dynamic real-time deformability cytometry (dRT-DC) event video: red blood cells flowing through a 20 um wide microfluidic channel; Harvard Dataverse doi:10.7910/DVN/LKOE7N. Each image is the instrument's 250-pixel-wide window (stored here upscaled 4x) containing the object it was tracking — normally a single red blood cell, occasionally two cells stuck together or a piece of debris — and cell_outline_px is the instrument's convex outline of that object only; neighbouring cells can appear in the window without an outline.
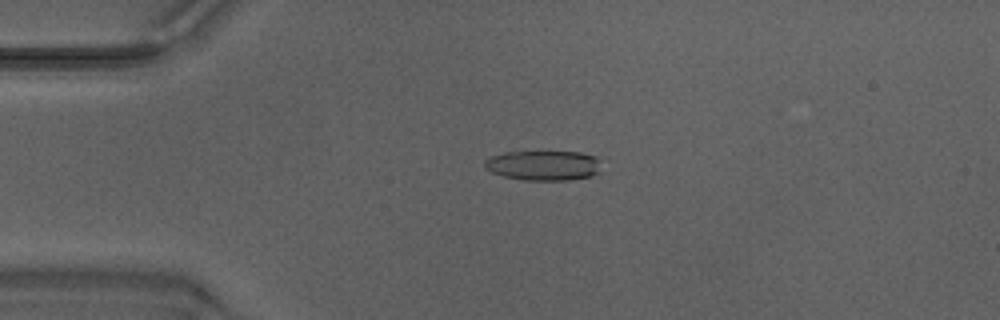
{"species": "Egyptian fruit bat (a non-hibernating species)", "species_latin": "Rousettus aegyptiacus", "temperature_condition": "warm", "stored_images_in_passage": 48, "camera_frame_rate_fps": 3000, "um_per_image_px": 0.085, "animal": {"sex": "male"}, "frame": {"image": 1, "passage_image": 11, "time_ms": 3.333, "image_size_px": [1000, 320], "cell_outline_px": [[600, 172], [592, 176], [568, 180], [524, 180], [504, 176], [492, 172], [484, 164], [484, 160], [492, 156], [504, 152], [580, 152], [596, 156]], "centroid_in_image_um": [46.21, 14.06], "position_along_channel_um": 38.8, "area_um2": 20.17}}
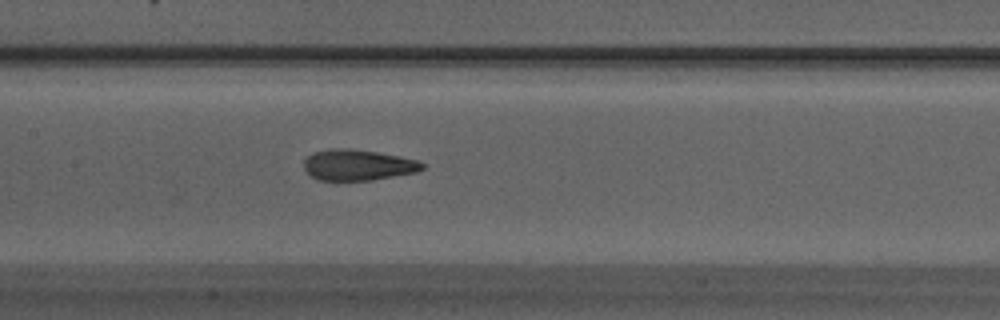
{"frame": {"image": 2, "passage_image": 23, "time_ms": 7.333, "image_size_px": [1000, 320], "cell_outline_px": [[424, 168], [416, 172], [372, 180], [316, 180], [304, 168], [304, 160], [312, 152], [328, 148], [348, 148], [376, 152], [400, 156], [416, 160], [424, 164]], "centroid_in_image_um": [30.39, 14.01], "position_along_channel_um": 177.0, "area_um2": 21.27}}
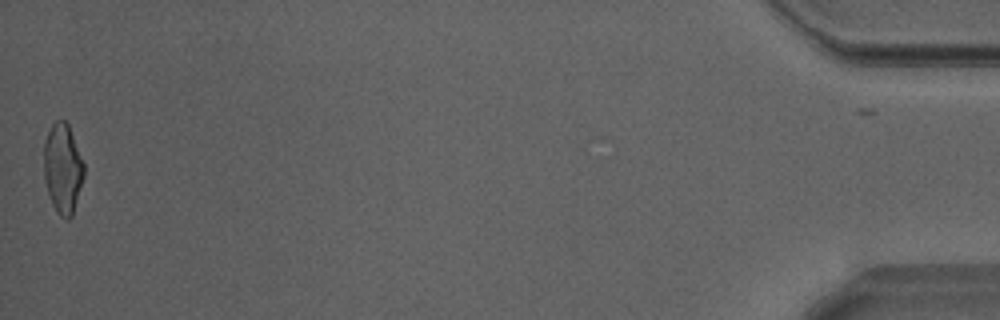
{"frame": {"image": 3, "passage_image": 48, "time_ms": 15.667, "image_size_px": [1000, 320], "cell_outline_px": [[84, 176], [72, 216], [68, 220], [64, 220], [56, 212], [52, 204], [48, 192], [44, 176], [44, 144], [48, 132], [52, 124], [56, 120], [64, 120], [68, 124], [84, 164]], "centroid_in_image_um": [5.33, 14.35], "position_along_channel_um": 429.9, "area_um2": 20.87}, "authors_computed_cell_mechanics": {"area_um2": 21.3571, "velocity_mm_per_s": 4.2428, "shape_relaxation_time_tau1_ms": 11.2244, "shape_relaxation_time_tau2_ms": 0.8792, "deformation_change_tau1": 0.3359, "deformation_change_tau2": 0.079}}